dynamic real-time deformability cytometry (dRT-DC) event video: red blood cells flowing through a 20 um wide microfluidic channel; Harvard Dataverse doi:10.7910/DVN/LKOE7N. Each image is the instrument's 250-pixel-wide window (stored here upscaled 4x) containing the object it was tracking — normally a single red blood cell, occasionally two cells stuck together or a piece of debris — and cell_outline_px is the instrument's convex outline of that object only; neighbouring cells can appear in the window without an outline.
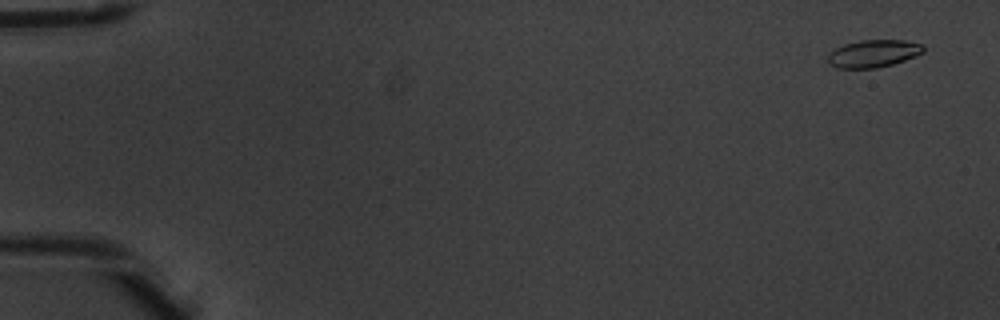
{"species": "common noctule bat (a hibernating species)", "species_latin": "Nyctalus noctula", "temperature_condition": "warm", "stored_images_in_passage": 5, "camera_frame_rate_fps": 3000, "um_per_image_px": 0.085, "animal": {"sex": "male", "body_mass_g": 20.1, "forearm_length_mm": 53.5}, "frame": {"image": 1, "passage_image": 1, "time_ms": 0.0, "image_size_px": [1000, 320], "cell_outline_px": [[924, 52], [904, 60], [892, 64], [876, 68], [836, 68], [828, 64], [828, 56], [836, 48], [844, 44], [860, 40], [904, 40], [924, 44]], "centroid_in_image_um": [74.24, 4.55], "position_along_channel_um": 10.8, "area_um2": 15.26}}
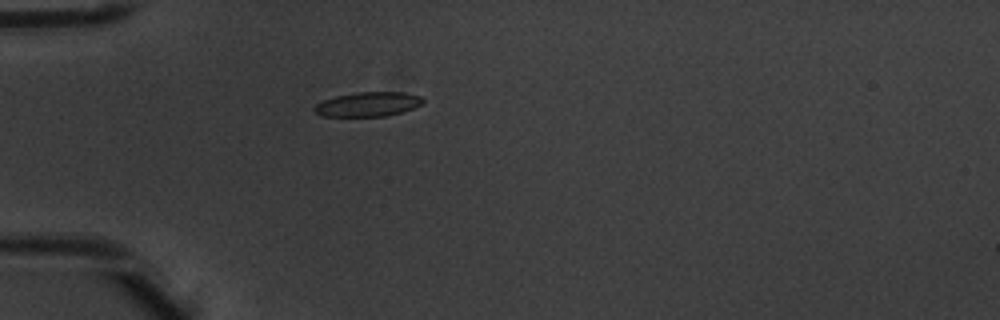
{"frame": {"image": 2, "passage_image": 5, "time_ms": 1.333, "image_size_px": [1000, 320], "cell_outline_px": [[424, 104], [388, 116], [320, 116], [312, 108], [316, 104], [324, 100], [336, 96], [360, 92], [404, 92], [420, 96], [424, 100]], "centroid_in_image_um": [31.29, 8.86], "position_along_channel_um": 53.7, "area_um2": 15.37}}